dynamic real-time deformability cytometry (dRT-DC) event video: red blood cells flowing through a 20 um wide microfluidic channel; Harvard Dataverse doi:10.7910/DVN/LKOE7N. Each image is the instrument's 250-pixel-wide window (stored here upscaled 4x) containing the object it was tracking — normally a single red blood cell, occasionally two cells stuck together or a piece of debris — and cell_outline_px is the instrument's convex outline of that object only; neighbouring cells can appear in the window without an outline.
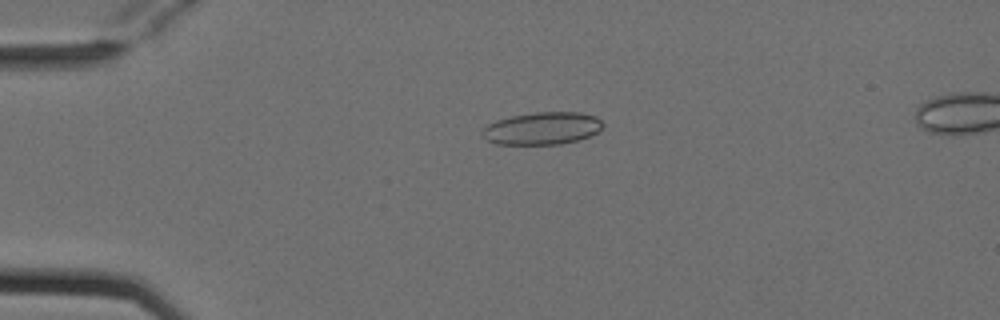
{"species": "Egyptian fruit bat (a non-hibernating species)", "species_latin": "Rousettus aegyptiacus", "temperature_condition": "cold", "stored_images_in_passage": 5, "camera_frame_rate_fps": 3000, "um_per_image_px": 0.085, "animal": {"sex": "female"}, "frame": {"image": 1, "passage_image": 3, "time_ms": 0.667, "image_size_px": [1000, 320], "cell_outline_px": [[604, 124], [596, 132], [588, 136], [576, 140], [560, 144], [496, 144], [480, 136], [484, 128], [488, 124], [496, 120], [512, 116], [536, 112], [580, 112], [596, 116]], "centroid_in_image_um": [46.06, 10.9], "position_along_channel_um": 38.9, "area_um2": 22.66}}